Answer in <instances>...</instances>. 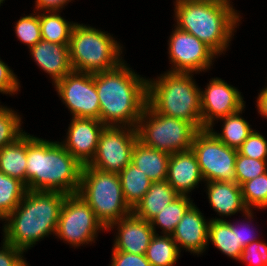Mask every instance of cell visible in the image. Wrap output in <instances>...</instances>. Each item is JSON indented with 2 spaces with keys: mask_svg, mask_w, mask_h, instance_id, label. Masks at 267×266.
<instances>
[{
  "mask_svg": "<svg viewBox=\"0 0 267 266\" xmlns=\"http://www.w3.org/2000/svg\"><path fill=\"white\" fill-rule=\"evenodd\" d=\"M147 79L122 62L112 70L94 73L105 126L137 127L147 105Z\"/></svg>",
  "mask_w": 267,
  "mask_h": 266,
  "instance_id": "obj_1",
  "label": "cell"
},
{
  "mask_svg": "<svg viewBox=\"0 0 267 266\" xmlns=\"http://www.w3.org/2000/svg\"><path fill=\"white\" fill-rule=\"evenodd\" d=\"M66 195L27 190L20 204L3 220V240L27 252L44 237L55 236Z\"/></svg>",
  "mask_w": 267,
  "mask_h": 266,
  "instance_id": "obj_2",
  "label": "cell"
},
{
  "mask_svg": "<svg viewBox=\"0 0 267 266\" xmlns=\"http://www.w3.org/2000/svg\"><path fill=\"white\" fill-rule=\"evenodd\" d=\"M83 165L59 141L27 132L26 189L76 194Z\"/></svg>",
  "mask_w": 267,
  "mask_h": 266,
  "instance_id": "obj_3",
  "label": "cell"
},
{
  "mask_svg": "<svg viewBox=\"0 0 267 266\" xmlns=\"http://www.w3.org/2000/svg\"><path fill=\"white\" fill-rule=\"evenodd\" d=\"M230 0H175L176 27L190 33L218 56L227 51L241 23L240 11Z\"/></svg>",
  "mask_w": 267,
  "mask_h": 266,
  "instance_id": "obj_4",
  "label": "cell"
},
{
  "mask_svg": "<svg viewBox=\"0 0 267 266\" xmlns=\"http://www.w3.org/2000/svg\"><path fill=\"white\" fill-rule=\"evenodd\" d=\"M194 73L165 71L147 79V103L161 115L192 123L202 130L200 88Z\"/></svg>",
  "mask_w": 267,
  "mask_h": 266,
  "instance_id": "obj_5",
  "label": "cell"
},
{
  "mask_svg": "<svg viewBox=\"0 0 267 266\" xmlns=\"http://www.w3.org/2000/svg\"><path fill=\"white\" fill-rule=\"evenodd\" d=\"M115 39L106 31L76 22L69 42L73 71L93 74L118 67L125 60L122 44Z\"/></svg>",
  "mask_w": 267,
  "mask_h": 266,
  "instance_id": "obj_6",
  "label": "cell"
},
{
  "mask_svg": "<svg viewBox=\"0 0 267 266\" xmlns=\"http://www.w3.org/2000/svg\"><path fill=\"white\" fill-rule=\"evenodd\" d=\"M77 194L89 204L106 229L132 213L124 198L118 173L83 165Z\"/></svg>",
  "mask_w": 267,
  "mask_h": 266,
  "instance_id": "obj_7",
  "label": "cell"
},
{
  "mask_svg": "<svg viewBox=\"0 0 267 266\" xmlns=\"http://www.w3.org/2000/svg\"><path fill=\"white\" fill-rule=\"evenodd\" d=\"M136 131L142 144L172 155L191 149L199 130L190 122L157 113L147 103Z\"/></svg>",
  "mask_w": 267,
  "mask_h": 266,
  "instance_id": "obj_8",
  "label": "cell"
},
{
  "mask_svg": "<svg viewBox=\"0 0 267 266\" xmlns=\"http://www.w3.org/2000/svg\"><path fill=\"white\" fill-rule=\"evenodd\" d=\"M103 230L107 231L80 195H66L55 234L58 239L76 248L95 243L98 233Z\"/></svg>",
  "mask_w": 267,
  "mask_h": 266,
  "instance_id": "obj_9",
  "label": "cell"
},
{
  "mask_svg": "<svg viewBox=\"0 0 267 266\" xmlns=\"http://www.w3.org/2000/svg\"><path fill=\"white\" fill-rule=\"evenodd\" d=\"M191 149L197 158L204 182H236L235 161L238 150L221 142L208 128L196 133Z\"/></svg>",
  "mask_w": 267,
  "mask_h": 266,
  "instance_id": "obj_10",
  "label": "cell"
},
{
  "mask_svg": "<svg viewBox=\"0 0 267 266\" xmlns=\"http://www.w3.org/2000/svg\"><path fill=\"white\" fill-rule=\"evenodd\" d=\"M137 141V131L134 127L105 126L99 136L96 154L88 166L105 172L119 173L131 162Z\"/></svg>",
  "mask_w": 267,
  "mask_h": 266,
  "instance_id": "obj_11",
  "label": "cell"
},
{
  "mask_svg": "<svg viewBox=\"0 0 267 266\" xmlns=\"http://www.w3.org/2000/svg\"><path fill=\"white\" fill-rule=\"evenodd\" d=\"M53 85L72 117L100 120V102L94 73L71 71Z\"/></svg>",
  "mask_w": 267,
  "mask_h": 266,
  "instance_id": "obj_12",
  "label": "cell"
},
{
  "mask_svg": "<svg viewBox=\"0 0 267 266\" xmlns=\"http://www.w3.org/2000/svg\"><path fill=\"white\" fill-rule=\"evenodd\" d=\"M168 39L169 72L201 73L211 69L218 55L194 35L178 29Z\"/></svg>",
  "mask_w": 267,
  "mask_h": 266,
  "instance_id": "obj_13",
  "label": "cell"
},
{
  "mask_svg": "<svg viewBox=\"0 0 267 266\" xmlns=\"http://www.w3.org/2000/svg\"><path fill=\"white\" fill-rule=\"evenodd\" d=\"M241 92L221 78H211L200 90L202 128L214 127L219 118L245 108Z\"/></svg>",
  "mask_w": 267,
  "mask_h": 266,
  "instance_id": "obj_14",
  "label": "cell"
},
{
  "mask_svg": "<svg viewBox=\"0 0 267 266\" xmlns=\"http://www.w3.org/2000/svg\"><path fill=\"white\" fill-rule=\"evenodd\" d=\"M68 125L67 136L60 143L82 165H88L96 154L105 125L98 119L76 117Z\"/></svg>",
  "mask_w": 267,
  "mask_h": 266,
  "instance_id": "obj_15",
  "label": "cell"
},
{
  "mask_svg": "<svg viewBox=\"0 0 267 266\" xmlns=\"http://www.w3.org/2000/svg\"><path fill=\"white\" fill-rule=\"evenodd\" d=\"M117 230L113 249L131 254L144 255L153 237L151 223L133 213L112 223L107 231Z\"/></svg>",
  "mask_w": 267,
  "mask_h": 266,
  "instance_id": "obj_16",
  "label": "cell"
},
{
  "mask_svg": "<svg viewBox=\"0 0 267 266\" xmlns=\"http://www.w3.org/2000/svg\"><path fill=\"white\" fill-rule=\"evenodd\" d=\"M205 218L195 204L186 211L171 234L180 253L184 249L198 256L207 250L210 220Z\"/></svg>",
  "mask_w": 267,
  "mask_h": 266,
  "instance_id": "obj_17",
  "label": "cell"
},
{
  "mask_svg": "<svg viewBox=\"0 0 267 266\" xmlns=\"http://www.w3.org/2000/svg\"><path fill=\"white\" fill-rule=\"evenodd\" d=\"M166 181L180 196H189L204 178L192 149L170 155Z\"/></svg>",
  "mask_w": 267,
  "mask_h": 266,
  "instance_id": "obj_18",
  "label": "cell"
},
{
  "mask_svg": "<svg viewBox=\"0 0 267 266\" xmlns=\"http://www.w3.org/2000/svg\"><path fill=\"white\" fill-rule=\"evenodd\" d=\"M29 52L36 65L50 76L52 85L73 71L69 44H56L41 39L29 48Z\"/></svg>",
  "mask_w": 267,
  "mask_h": 266,
  "instance_id": "obj_19",
  "label": "cell"
},
{
  "mask_svg": "<svg viewBox=\"0 0 267 266\" xmlns=\"http://www.w3.org/2000/svg\"><path fill=\"white\" fill-rule=\"evenodd\" d=\"M204 183H206L209 204L219 216L211 220H226L222 218L231 217L240 211L244 214L249 210L244 203L241 187L236 182L209 181Z\"/></svg>",
  "mask_w": 267,
  "mask_h": 266,
  "instance_id": "obj_20",
  "label": "cell"
},
{
  "mask_svg": "<svg viewBox=\"0 0 267 266\" xmlns=\"http://www.w3.org/2000/svg\"><path fill=\"white\" fill-rule=\"evenodd\" d=\"M179 196L166 180L152 182L144 197L132 209V213L138 218L150 222Z\"/></svg>",
  "mask_w": 267,
  "mask_h": 266,
  "instance_id": "obj_21",
  "label": "cell"
},
{
  "mask_svg": "<svg viewBox=\"0 0 267 266\" xmlns=\"http://www.w3.org/2000/svg\"><path fill=\"white\" fill-rule=\"evenodd\" d=\"M170 154L145 146L139 140L135 143L131 163L152 182L166 180Z\"/></svg>",
  "mask_w": 267,
  "mask_h": 266,
  "instance_id": "obj_22",
  "label": "cell"
},
{
  "mask_svg": "<svg viewBox=\"0 0 267 266\" xmlns=\"http://www.w3.org/2000/svg\"><path fill=\"white\" fill-rule=\"evenodd\" d=\"M27 132L0 149V171L22 181L26 186Z\"/></svg>",
  "mask_w": 267,
  "mask_h": 266,
  "instance_id": "obj_23",
  "label": "cell"
},
{
  "mask_svg": "<svg viewBox=\"0 0 267 266\" xmlns=\"http://www.w3.org/2000/svg\"><path fill=\"white\" fill-rule=\"evenodd\" d=\"M210 242L227 257L239 260L243 247L238 243L236 227L230 221L210 219L208 244Z\"/></svg>",
  "mask_w": 267,
  "mask_h": 266,
  "instance_id": "obj_24",
  "label": "cell"
},
{
  "mask_svg": "<svg viewBox=\"0 0 267 266\" xmlns=\"http://www.w3.org/2000/svg\"><path fill=\"white\" fill-rule=\"evenodd\" d=\"M242 111L244 112V108L216 120L223 122L221 133L215 131L213 127L208 128L221 142L236 150L241 147L253 131L249 122L241 116Z\"/></svg>",
  "mask_w": 267,
  "mask_h": 266,
  "instance_id": "obj_25",
  "label": "cell"
},
{
  "mask_svg": "<svg viewBox=\"0 0 267 266\" xmlns=\"http://www.w3.org/2000/svg\"><path fill=\"white\" fill-rule=\"evenodd\" d=\"M121 187L127 204L133 209L144 197L152 181L131 162L119 173Z\"/></svg>",
  "mask_w": 267,
  "mask_h": 266,
  "instance_id": "obj_26",
  "label": "cell"
},
{
  "mask_svg": "<svg viewBox=\"0 0 267 266\" xmlns=\"http://www.w3.org/2000/svg\"><path fill=\"white\" fill-rule=\"evenodd\" d=\"M61 11L39 12L41 37L43 40L56 44H69L75 22L67 21Z\"/></svg>",
  "mask_w": 267,
  "mask_h": 266,
  "instance_id": "obj_27",
  "label": "cell"
},
{
  "mask_svg": "<svg viewBox=\"0 0 267 266\" xmlns=\"http://www.w3.org/2000/svg\"><path fill=\"white\" fill-rule=\"evenodd\" d=\"M180 251L171 235L154 234L146 250V259L151 266H174Z\"/></svg>",
  "mask_w": 267,
  "mask_h": 266,
  "instance_id": "obj_28",
  "label": "cell"
},
{
  "mask_svg": "<svg viewBox=\"0 0 267 266\" xmlns=\"http://www.w3.org/2000/svg\"><path fill=\"white\" fill-rule=\"evenodd\" d=\"M190 197L179 196L150 221L155 234L157 227L162 230L163 235H171L174 232L186 211L194 204Z\"/></svg>",
  "mask_w": 267,
  "mask_h": 266,
  "instance_id": "obj_29",
  "label": "cell"
},
{
  "mask_svg": "<svg viewBox=\"0 0 267 266\" xmlns=\"http://www.w3.org/2000/svg\"><path fill=\"white\" fill-rule=\"evenodd\" d=\"M26 191L22 181L0 171V221L3 222L20 204Z\"/></svg>",
  "mask_w": 267,
  "mask_h": 266,
  "instance_id": "obj_30",
  "label": "cell"
},
{
  "mask_svg": "<svg viewBox=\"0 0 267 266\" xmlns=\"http://www.w3.org/2000/svg\"><path fill=\"white\" fill-rule=\"evenodd\" d=\"M240 187L244 203L249 210L267 208V172L244 182Z\"/></svg>",
  "mask_w": 267,
  "mask_h": 266,
  "instance_id": "obj_31",
  "label": "cell"
},
{
  "mask_svg": "<svg viewBox=\"0 0 267 266\" xmlns=\"http://www.w3.org/2000/svg\"><path fill=\"white\" fill-rule=\"evenodd\" d=\"M11 108L0 105V149L13 143L25 131L21 128L22 117Z\"/></svg>",
  "mask_w": 267,
  "mask_h": 266,
  "instance_id": "obj_32",
  "label": "cell"
},
{
  "mask_svg": "<svg viewBox=\"0 0 267 266\" xmlns=\"http://www.w3.org/2000/svg\"><path fill=\"white\" fill-rule=\"evenodd\" d=\"M14 28L16 38L28 49L42 39L38 11L33 10L32 14L22 16L15 22Z\"/></svg>",
  "mask_w": 267,
  "mask_h": 266,
  "instance_id": "obj_33",
  "label": "cell"
},
{
  "mask_svg": "<svg viewBox=\"0 0 267 266\" xmlns=\"http://www.w3.org/2000/svg\"><path fill=\"white\" fill-rule=\"evenodd\" d=\"M267 172V160H257L241 155L239 152L235 161L236 183L242 185Z\"/></svg>",
  "mask_w": 267,
  "mask_h": 266,
  "instance_id": "obj_34",
  "label": "cell"
},
{
  "mask_svg": "<svg viewBox=\"0 0 267 266\" xmlns=\"http://www.w3.org/2000/svg\"><path fill=\"white\" fill-rule=\"evenodd\" d=\"M238 152L252 159L267 160V139L254 129Z\"/></svg>",
  "mask_w": 267,
  "mask_h": 266,
  "instance_id": "obj_35",
  "label": "cell"
},
{
  "mask_svg": "<svg viewBox=\"0 0 267 266\" xmlns=\"http://www.w3.org/2000/svg\"><path fill=\"white\" fill-rule=\"evenodd\" d=\"M238 261L249 266H267V243L259 240L243 248Z\"/></svg>",
  "mask_w": 267,
  "mask_h": 266,
  "instance_id": "obj_36",
  "label": "cell"
},
{
  "mask_svg": "<svg viewBox=\"0 0 267 266\" xmlns=\"http://www.w3.org/2000/svg\"><path fill=\"white\" fill-rule=\"evenodd\" d=\"M24 251L2 240L0 247V266H29Z\"/></svg>",
  "mask_w": 267,
  "mask_h": 266,
  "instance_id": "obj_37",
  "label": "cell"
},
{
  "mask_svg": "<svg viewBox=\"0 0 267 266\" xmlns=\"http://www.w3.org/2000/svg\"><path fill=\"white\" fill-rule=\"evenodd\" d=\"M16 74L0 58V93L5 95H15L20 91V82Z\"/></svg>",
  "mask_w": 267,
  "mask_h": 266,
  "instance_id": "obj_38",
  "label": "cell"
},
{
  "mask_svg": "<svg viewBox=\"0 0 267 266\" xmlns=\"http://www.w3.org/2000/svg\"><path fill=\"white\" fill-rule=\"evenodd\" d=\"M242 216H245L244 220L247 223H242V222H232V224L236 227V237L238 239V243L242 245V247H246L248 244L257 241L259 237H256L257 234L255 235V231L253 232L254 227L250 225L252 223V219L254 218V213L253 210H248L246 213H244ZM250 223V224H249ZM251 226V228H250ZM252 229V230H251Z\"/></svg>",
  "mask_w": 267,
  "mask_h": 266,
  "instance_id": "obj_39",
  "label": "cell"
},
{
  "mask_svg": "<svg viewBox=\"0 0 267 266\" xmlns=\"http://www.w3.org/2000/svg\"><path fill=\"white\" fill-rule=\"evenodd\" d=\"M111 264L109 266H151L144 255L116 251L112 248Z\"/></svg>",
  "mask_w": 267,
  "mask_h": 266,
  "instance_id": "obj_40",
  "label": "cell"
},
{
  "mask_svg": "<svg viewBox=\"0 0 267 266\" xmlns=\"http://www.w3.org/2000/svg\"><path fill=\"white\" fill-rule=\"evenodd\" d=\"M72 0H35V11H60Z\"/></svg>",
  "mask_w": 267,
  "mask_h": 266,
  "instance_id": "obj_41",
  "label": "cell"
},
{
  "mask_svg": "<svg viewBox=\"0 0 267 266\" xmlns=\"http://www.w3.org/2000/svg\"><path fill=\"white\" fill-rule=\"evenodd\" d=\"M257 110L261 117L267 119V86H265L257 96Z\"/></svg>",
  "mask_w": 267,
  "mask_h": 266,
  "instance_id": "obj_42",
  "label": "cell"
},
{
  "mask_svg": "<svg viewBox=\"0 0 267 266\" xmlns=\"http://www.w3.org/2000/svg\"><path fill=\"white\" fill-rule=\"evenodd\" d=\"M4 2H5V0H0V6H1V4L4 3Z\"/></svg>",
  "mask_w": 267,
  "mask_h": 266,
  "instance_id": "obj_43",
  "label": "cell"
}]
</instances>
